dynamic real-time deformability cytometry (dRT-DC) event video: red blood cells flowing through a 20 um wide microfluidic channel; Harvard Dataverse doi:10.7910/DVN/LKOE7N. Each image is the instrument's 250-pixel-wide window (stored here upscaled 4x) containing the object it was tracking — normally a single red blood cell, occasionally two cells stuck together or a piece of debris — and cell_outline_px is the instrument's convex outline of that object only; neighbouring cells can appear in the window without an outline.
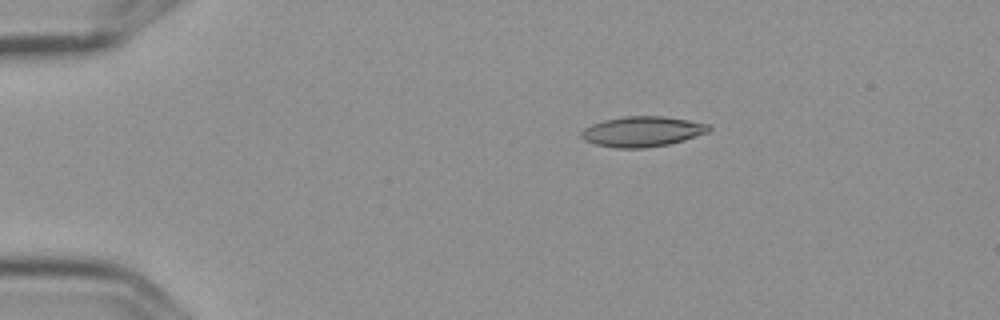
{"species": "Egyptian fruit bat (a non-hibernating species)", "species_latin": "Rousettus aegyptiacus", "temperature_condition": "cold", "stored_images_in_passage": 2, "camera_frame_rate_fps": 3000, "um_per_image_px": 0.085, "frame": {"image": 1, "passage_image": 1, "time_ms": 0.0, "image_size_px": [1000, 320], "cell_outline_px": [[712, 128], [708, 132], [684, 140], [668, 144], [644, 148], [616, 148], [596, 144], [584, 140], [580, 136], [580, 132], [584, 128], [592, 124], [604, 120], [624, 116], [664, 116], [688, 120], [708, 124]], "centroid_in_image_um": [54.58, 11.18], "position_along_channel_um": 30.4, "area_um2": 22.48}}